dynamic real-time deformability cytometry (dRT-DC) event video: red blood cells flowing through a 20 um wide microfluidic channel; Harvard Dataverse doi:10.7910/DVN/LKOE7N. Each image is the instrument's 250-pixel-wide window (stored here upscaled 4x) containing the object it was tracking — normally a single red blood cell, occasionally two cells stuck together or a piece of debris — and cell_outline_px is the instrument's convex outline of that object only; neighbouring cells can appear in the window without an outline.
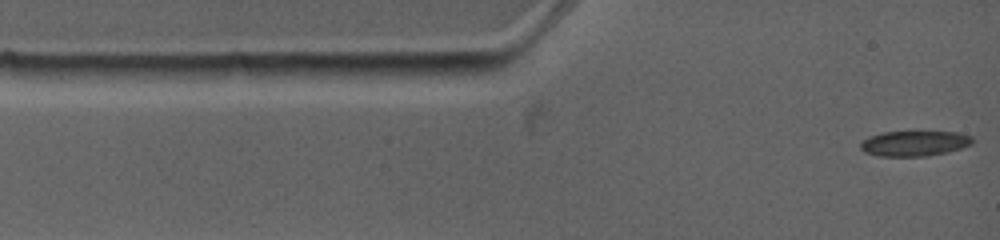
{"species": "common noctule bat (a hibernating species)", "species_latin": "Nyctalus noctula", "temperature_condition": "warm", "stored_images_in_passage": 7, "camera_frame_rate_fps": 4500, "um_per_image_px": 0.085, "animal": {"sex": "female", "body_mass_g": 19.0, "forearm_length_mm": 53.3}, "frame": {"image": 1, "passage_image": 1, "time_ms": 0.0, "image_size_px": [1000, 240], "cell_outline_px": [[972, 144], [948, 152], [928, 156], [880, 156], [864, 152], [860, 148], [860, 144], [868, 136], [884, 132], [956, 132], [972, 136]], "centroid_in_image_um": [77.71, 12.19], "position_along_channel_um": 7.3, "area_um2": 16.42}}
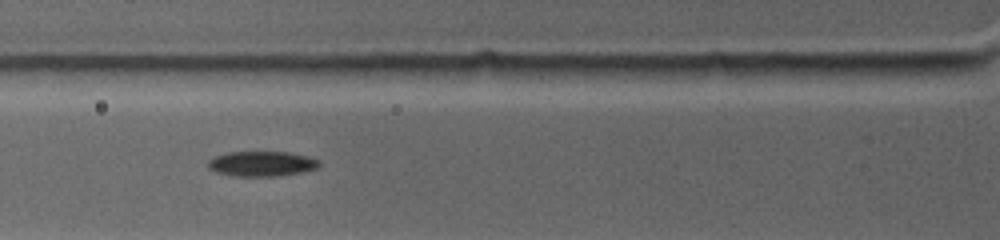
{"frame": {"image": 2, "passage_image": 5, "time_ms": 3.556, "image_size_px": [1000, 240], "cell_outline_px": [[320, 164], [316, 168], [304, 172], [280, 176], [232, 176], [216, 172], [208, 168], [208, 160], [212, 156], [228, 152], [288, 152], [308, 156], [320, 160]], "centroid_in_image_um": [22.23, 13.92], "position_along_channel_um": 103.6, "area_um2": 16.47}}
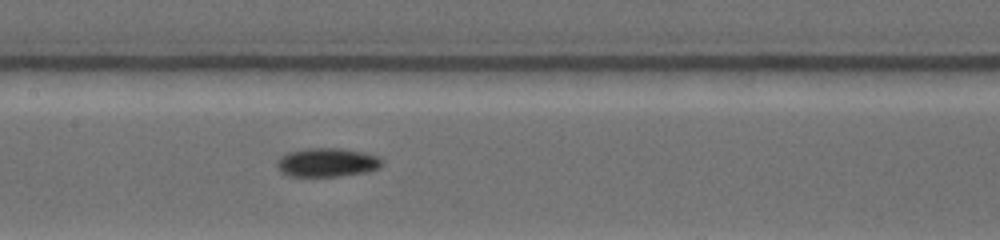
{"frame": {"image": 3, "passage_image": 7, "time_ms": 5.556, "image_size_px": [1000, 240], "cell_outline_px": [[384, 164], [380, 168], [372, 172], [340, 176], [288, 176], [280, 172], [276, 168], [276, 160], [280, 156], [288, 152], [308, 148], [340, 148], [364, 152], [376, 156], [384, 160]], "centroid_in_image_um": [27.82, 13.82], "position_along_channel_um": 179.6, "area_um2": 18.09}}